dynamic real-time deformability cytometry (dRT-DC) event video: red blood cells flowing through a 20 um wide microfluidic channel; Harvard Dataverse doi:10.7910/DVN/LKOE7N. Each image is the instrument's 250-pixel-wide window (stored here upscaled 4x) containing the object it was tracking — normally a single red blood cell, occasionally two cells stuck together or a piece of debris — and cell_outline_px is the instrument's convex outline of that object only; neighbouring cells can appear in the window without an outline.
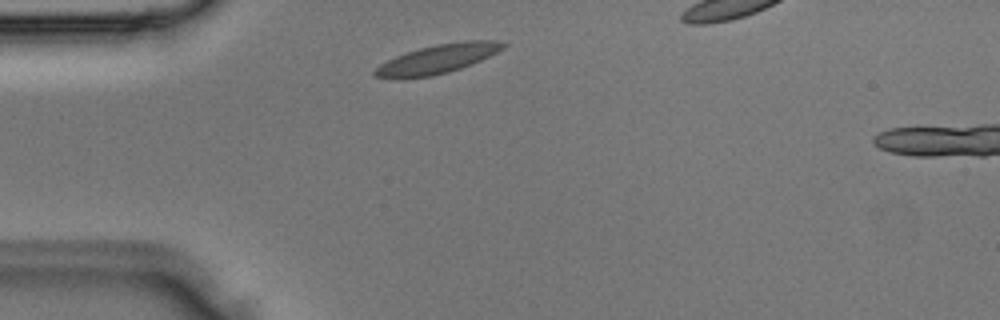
{"species": "Egyptian fruit bat (a non-hibernating species)", "species_latin": "Rousettus aegyptiacus", "temperature_condition": "room temperature", "stored_images_in_passage": 3, "camera_frame_rate_fps": 3000, "um_per_image_px": 0.085, "animal": {"sex": "male"}, "frame": {"image": 1, "passage_image": 1, "time_ms": 0.0, "image_size_px": [1000, 320], "cell_outline_px": [[508, 44], [504, 48], [480, 60], [460, 68], [448, 72], [432, 76], [396, 80], [372, 76], [372, 72], [380, 64], [396, 56], [420, 48], [436, 44], [464, 40], [496, 40]], "centroid_in_image_um": [37.14, 5.03], "position_along_channel_um": 47.9, "area_um2": 21.79}}